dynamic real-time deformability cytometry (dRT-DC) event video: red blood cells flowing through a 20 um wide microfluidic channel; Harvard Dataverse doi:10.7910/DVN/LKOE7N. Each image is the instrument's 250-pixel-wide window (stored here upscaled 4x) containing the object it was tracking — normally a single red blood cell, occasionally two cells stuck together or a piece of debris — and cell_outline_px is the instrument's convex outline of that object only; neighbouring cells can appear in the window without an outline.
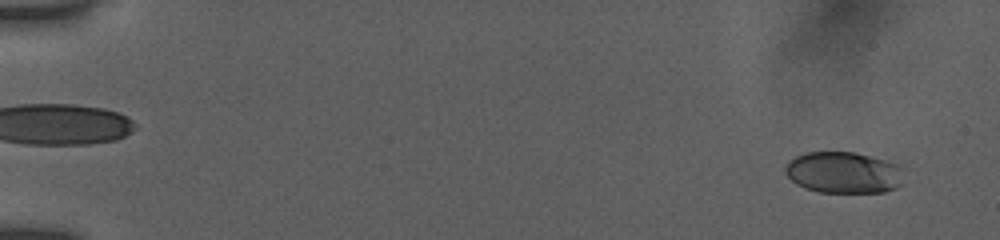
{"species": "human", "species_latin": "Homo sapiens", "temperature_condition": "room temperature", "stored_images_in_passage": 54, "camera_frame_rate_fps": 3000, "um_per_image_px": 0.085, "donor": {"sex": "female"}, "frame": {"image": 1, "passage_image": 3, "time_ms": 0.667, "image_size_px": [1000, 240], "cell_outline_px": [[900, 184], [896, 188], [884, 192], [820, 192], [796, 184], [784, 172], [784, 168], [796, 156], [808, 152], [856, 152], [884, 160], [896, 164], [900, 168]], "centroid_in_image_um": [71.67, 14.66], "position_along_channel_um": 13.3, "area_um2": 28.15}}
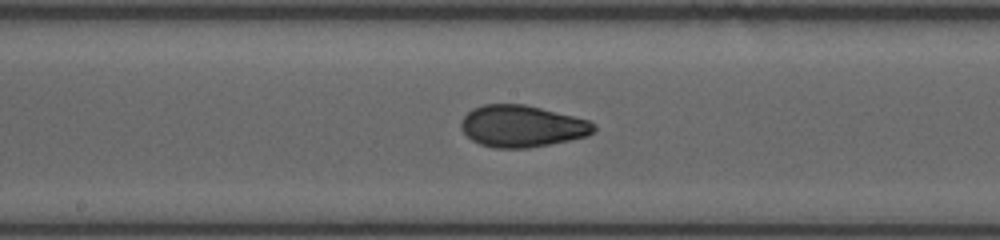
{"frame": {"image": 2, "passage_image": 30, "time_ms": 9.667, "image_size_px": [1000, 240], "cell_outline_px": [[596, 128], [588, 136], [528, 148], [492, 148], [480, 144], [472, 140], [460, 128], [460, 120], [472, 108], [484, 104], [524, 104], [588, 120], [596, 124]], "centroid_in_image_um": [44.33, 10.72], "position_along_channel_um": 203.9, "area_um2": 32.19}}
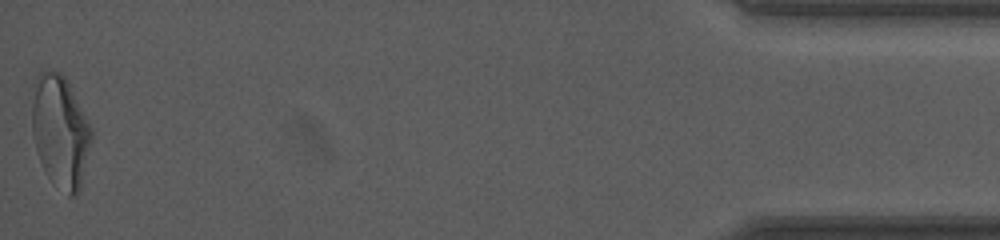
{"frame": {"image": 3, "passage_image": 54, "time_ms": 17.667, "image_size_px": [1000, 240], "cell_outline_px": [[92, 140], [80, 188], [76, 196], [68, 196], [48, 176], [36, 152], [32, 132], [32, 104], [36, 76], [44, 68], [48, 68], [60, 72], [68, 80], [92, 128]], "centroid_in_image_um": [5.13, 11.12], "position_along_channel_um": 430.1, "area_um2": 39.07}, "authors_computed_cell_mechanics": {"area_um2": 31.7033, "velocity_mm_per_s": 3.8788, "shape_relaxation_time_tau1_ms": 7.2219, "shape_relaxation_time_tau2_ms": 1.4108, "deformation_change_tau1": 0.2128, "deformation_change_tau2": 0.0639}}